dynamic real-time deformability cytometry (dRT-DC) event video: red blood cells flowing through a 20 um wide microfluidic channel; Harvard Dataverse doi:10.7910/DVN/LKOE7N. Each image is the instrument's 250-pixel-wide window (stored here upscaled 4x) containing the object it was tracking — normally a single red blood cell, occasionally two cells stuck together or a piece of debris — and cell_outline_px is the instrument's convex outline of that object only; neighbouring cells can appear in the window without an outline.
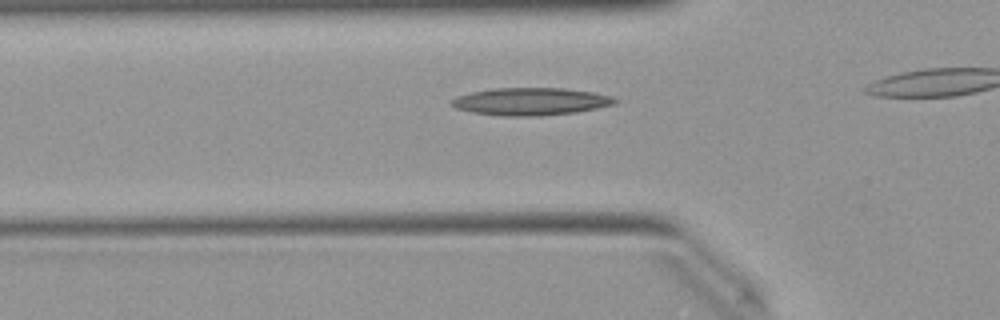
{"species": "Egyptian fruit bat (a non-hibernating species)", "species_latin": "Rousettus aegyptiacus", "temperature_condition": "warm", "stored_images_in_passage": 31, "camera_frame_rate_fps": 3000, "um_per_image_px": 0.085, "animal": {"sex": "female"}, "frame": {"image": 1, "passage_image": 8, "time_ms": 2.333, "image_size_px": [1000, 320], "cell_outline_px": [[620, 100], [616, 104], [576, 112], [536, 116], [500, 116], [472, 112], [456, 108], [448, 104], [448, 100], [456, 96], [472, 92], [492, 88], [564, 88], [592, 92], [612, 96]], "centroid_in_image_um": [45.07, 8.62], "position_along_channel_um": 80.7, "area_um2": 26.41}}
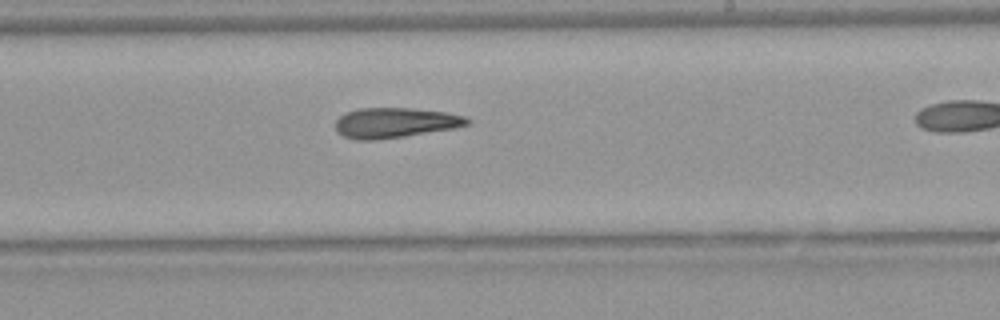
{"frame": {"image": 2, "passage_image": 21, "time_ms": 6.667, "image_size_px": [1000, 320], "cell_outline_px": [[472, 124], [456, 128], [404, 136], [376, 140], [356, 140], [344, 136], [336, 132], [336, 120], [344, 112], [360, 108], [412, 108], [448, 112], [464, 116], [472, 120]], "centroid_in_image_um": [33.61, 10.43], "position_along_channel_um": 255.4, "area_um2": 23.41}}
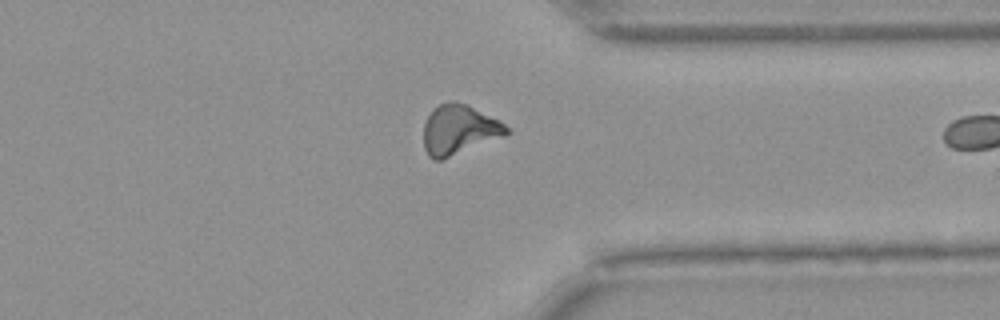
{"frame": {"image": 3, "passage_image": 30, "time_ms": 9.667, "image_size_px": [1000, 320], "cell_outline_px": [[512, 132], [504, 136], [440, 160], [432, 160], [428, 156], [424, 148], [424, 124], [432, 108], [440, 104], [452, 100], [456, 100], [468, 104], [500, 120]], "centroid_in_image_um": [39.02, 11.0], "position_along_channel_um": 372.4, "area_um2": 24.16}}